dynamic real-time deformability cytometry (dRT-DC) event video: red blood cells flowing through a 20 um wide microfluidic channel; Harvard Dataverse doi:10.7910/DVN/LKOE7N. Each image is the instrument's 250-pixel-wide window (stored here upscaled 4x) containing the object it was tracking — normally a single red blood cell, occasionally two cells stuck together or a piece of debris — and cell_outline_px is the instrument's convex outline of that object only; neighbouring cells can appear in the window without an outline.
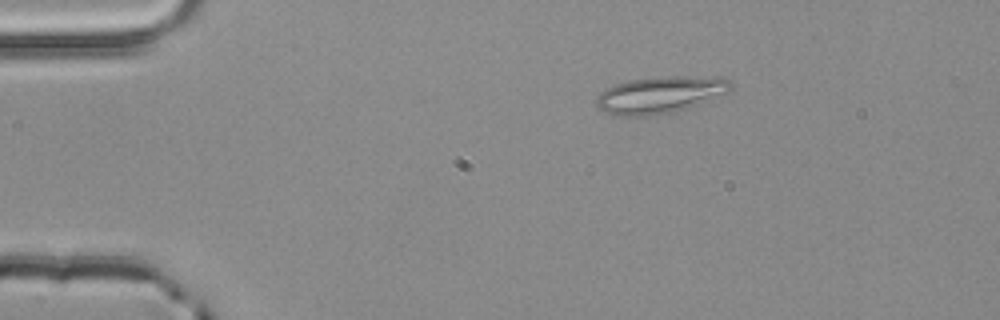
{"species": "common noctule bat (a hibernating species)", "species_latin": "Nyctalus noctula", "temperature_condition": "room temperature", "stored_images_in_passage": 4, "camera_frame_rate_fps": 3000, "um_per_image_px": 0.085, "animal": {"sex": "male", "body_mass_g": 20.4}, "frame": {"image": 1, "passage_image": 4, "time_ms": 1.0, "image_size_px": [1000, 320], "cell_outline_px": [[732, 88], [728, 92], [696, 104], [672, 112], [652, 116], [612, 116], [604, 112], [596, 104], [596, 96], [600, 92], [616, 84], [628, 80], [664, 76], [712, 76], [728, 80], [732, 84]], "centroid_in_image_um": [56.06, 8.05], "position_along_channel_um": 28.9, "area_um2": 28.78}}